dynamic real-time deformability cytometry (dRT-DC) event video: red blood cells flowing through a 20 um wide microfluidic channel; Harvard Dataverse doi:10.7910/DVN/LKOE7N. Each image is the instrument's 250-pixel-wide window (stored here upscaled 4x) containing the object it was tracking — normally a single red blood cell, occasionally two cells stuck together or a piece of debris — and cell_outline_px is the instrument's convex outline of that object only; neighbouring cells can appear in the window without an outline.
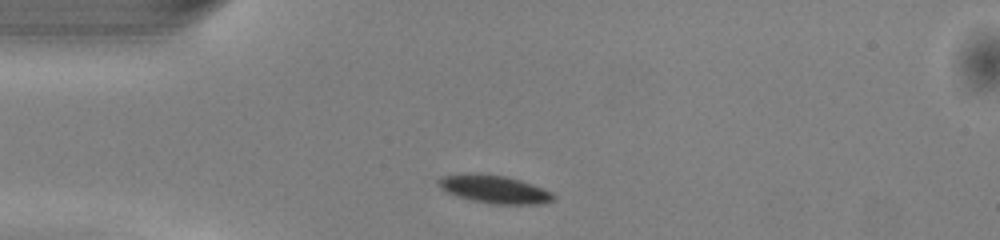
{"species": "common noctule bat (a hibernating species)", "species_latin": "Nyctalus noctula", "temperature_condition": "warm", "stored_images_in_passage": 42, "camera_frame_rate_fps": 3000, "um_per_image_px": 0.085, "animal": {"sex": "male", "body_mass_g": 13.0, "forearm_length_mm": 53.1}, "frame": {"image": 1, "passage_image": 4, "time_ms": 1.0, "image_size_px": [1000, 240], "cell_outline_px": [[556, 200], [540, 204], [488, 204], [472, 200], [448, 192], [440, 188], [440, 180], [444, 176], [460, 172], [476, 172], [508, 176], [532, 184], [552, 192], [556, 196]], "centroid_in_image_um": [42.06, 16.07], "position_along_channel_um": 42.9, "area_um2": 18.96}}
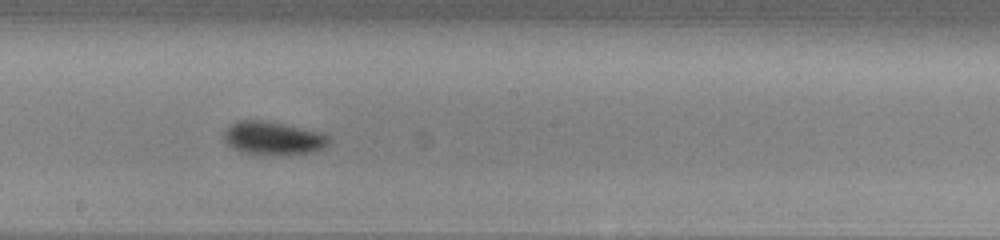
{"frame": {"image": 2, "passage_image": 19, "time_ms": 6.0, "image_size_px": [1000, 240], "cell_outline_px": [[328, 144], [324, 148], [312, 152], [272, 156], [240, 152], [232, 148], [224, 140], [224, 132], [236, 120], [264, 120], [284, 124], [320, 132], [328, 136]], "centroid_in_image_um": [23.19, 11.76], "position_along_channel_um": 225.0, "area_um2": 20.46}}
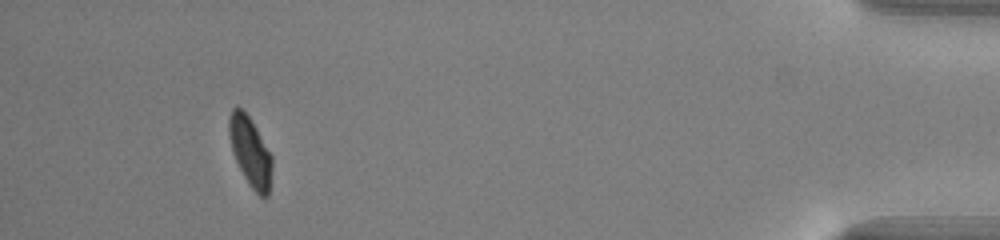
{"frame": {"image": 3, "passage_image": 38, "time_ms": 12.333, "image_size_px": [1000, 240], "cell_outline_px": [[272, 168], [268, 196], [260, 196], [252, 188], [244, 176], [236, 160], [232, 148], [228, 132], [228, 116], [232, 108], [236, 104], [248, 116], [256, 128], [272, 156]], "centroid_in_image_um": [21.26, 12.85], "position_along_channel_um": 413.9, "area_um2": 17.11}, "authors_computed_cell_mechanics": {"area_um2": 18.8139, "velocity_mm_per_s": 4.0851, "shape_relaxation_time_tau1_ms": 1.9416, "shape_relaxation_time_tau2_ms": null, "deformation_change_tau1": 0.0913, "deformation_change_tau2": null}}